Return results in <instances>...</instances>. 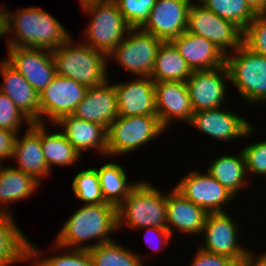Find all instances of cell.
<instances>
[{
    "instance_id": "30",
    "label": "cell",
    "mask_w": 266,
    "mask_h": 266,
    "mask_svg": "<svg viewBox=\"0 0 266 266\" xmlns=\"http://www.w3.org/2000/svg\"><path fill=\"white\" fill-rule=\"evenodd\" d=\"M41 123V146L46 163L51 171L52 166H72L82 158L81 154L66 139L62 132L50 133Z\"/></svg>"
},
{
    "instance_id": "5",
    "label": "cell",
    "mask_w": 266,
    "mask_h": 266,
    "mask_svg": "<svg viewBox=\"0 0 266 266\" xmlns=\"http://www.w3.org/2000/svg\"><path fill=\"white\" fill-rule=\"evenodd\" d=\"M225 64L229 81L237 88L243 101L250 105L266 103V56L252 52L242 43L226 55Z\"/></svg>"
},
{
    "instance_id": "24",
    "label": "cell",
    "mask_w": 266,
    "mask_h": 266,
    "mask_svg": "<svg viewBox=\"0 0 266 266\" xmlns=\"http://www.w3.org/2000/svg\"><path fill=\"white\" fill-rule=\"evenodd\" d=\"M167 229L173 235L172 227L181 233L202 234L208 213L197 206L175 187L166 194Z\"/></svg>"
},
{
    "instance_id": "35",
    "label": "cell",
    "mask_w": 266,
    "mask_h": 266,
    "mask_svg": "<svg viewBox=\"0 0 266 266\" xmlns=\"http://www.w3.org/2000/svg\"><path fill=\"white\" fill-rule=\"evenodd\" d=\"M131 28H141L148 20L156 0H113Z\"/></svg>"
},
{
    "instance_id": "38",
    "label": "cell",
    "mask_w": 266,
    "mask_h": 266,
    "mask_svg": "<svg viewBox=\"0 0 266 266\" xmlns=\"http://www.w3.org/2000/svg\"><path fill=\"white\" fill-rule=\"evenodd\" d=\"M246 172L254 175L266 176V140L253 142L243 149Z\"/></svg>"
},
{
    "instance_id": "10",
    "label": "cell",
    "mask_w": 266,
    "mask_h": 266,
    "mask_svg": "<svg viewBox=\"0 0 266 266\" xmlns=\"http://www.w3.org/2000/svg\"><path fill=\"white\" fill-rule=\"evenodd\" d=\"M196 1L190 6L186 31L213 42L225 55L229 49L234 52L243 43V31Z\"/></svg>"
},
{
    "instance_id": "32",
    "label": "cell",
    "mask_w": 266,
    "mask_h": 266,
    "mask_svg": "<svg viewBox=\"0 0 266 266\" xmlns=\"http://www.w3.org/2000/svg\"><path fill=\"white\" fill-rule=\"evenodd\" d=\"M53 244L52 249L53 247L56 250H59L60 248L61 250L65 249L68 252L66 254L60 253V255L56 254L54 256H48V258H43L42 251L38 250L31 241H28V261L32 259L31 261L34 263V266H93L91 255L88 250L70 248L68 250V248L58 246L54 242ZM40 256H42V259H39Z\"/></svg>"
},
{
    "instance_id": "20",
    "label": "cell",
    "mask_w": 266,
    "mask_h": 266,
    "mask_svg": "<svg viewBox=\"0 0 266 266\" xmlns=\"http://www.w3.org/2000/svg\"><path fill=\"white\" fill-rule=\"evenodd\" d=\"M3 84L0 91L5 93L31 123H41L39 94L20 72L5 59L0 61Z\"/></svg>"
},
{
    "instance_id": "15",
    "label": "cell",
    "mask_w": 266,
    "mask_h": 266,
    "mask_svg": "<svg viewBox=\"0 0 266 266\" xmlns=\"http://www.w3.org/2000/svg\"><path fill=\"white\" fill-rule=\"evenodd\" d=\"M189 124L219 141H234L237 138L249 137L255 131L254 124L233 110L222 107L194 112Z\"/></svg>"
},
{
    "instance_id": "23",
    "label": "cell",
    "mask_w": 266,
    "mask_h": 266,
    "mask_svg": "<svg viewBox=\"0 0 266 266\" xmlns=\"http://www.w3.org/2000/svg\"><path fill=\"white\" fill-rule=\"evenodd\" d=\"M192 71L225 65L226 55L208 39L185 31L171 40Z\"/></svg>"
},
{
    "instance_id": "31",
    "label": "cell",
    "mask_w": 266,
    "mask_h": 266,
    "mask_svg": "<svg viewBox=\"0 0 266 266\" xmlns=\"http://www.w3.org/2000/svg\"><path fill=\"white\" fill-rule=\"evenodd\" d=\"M113 240L90 248L93 266H143L142 256ZM132 251V252H131ZM143 263V264H142Z\"/></svg>"
},
{
    "instance_id": "1",
    "label": "cell",
    "mask_w": 266,
    "mask_h": 266,
    "mask_svg": "<svg viewBox=\"0 0 266 266\" xmlns=\"http://www.w3.org/2000/svg\"><path fill=\"white\" fill-rule=\"evenodd\" d=\"M61 228L55 244L63 248L89 250L111 242L115 239L109 236L110 233L118 230L117 207L112 204H84L65 220ZM89 240L96 241L86 245Z\"/></svg>"
},
{
    "instance_id": "41",
    "label": "cell",
    "mask_w": 266,
    "mask_h": 266,
    "mask_svg": "<svg viewBox=\"0 0 266 266\" xmlns=\"http://www.w3.org/2000/svg\"><path fill=\"white\" fill-rule=\"evenodd\" d=\"M17 135V132L0 128V164L12 158Z\"/></svg>"
},
{
    "instance_id": "2",
    "label": "cell",
    "mask_w": 266,
    "mask_h": 266,
    "mask_svg": "<svg viewBox=\"0 0 266 266\" xmlns=\"http://www.w3.org/2000/svg\"><path fill=\"white\" fill-rule=\"evenodd\" d=\"M13 12L7 10V34L14 33V38L6 40L8 47L54 50L71 37L62 23L46 10L31 6Z\"/></svg>"
},
{
    "instance_id": "25",
    "label": "cell",
    "mask_w": 266,
    "mask_h": 266,
    "mask_svg": "<svg viewBox=\"0 0 266 266\" xmlns=\"http://www.w3.org/2000/svg\"><path fill=\"white\" fill-rule=\"evenodd\" d=\"M41 184L33 176L20 169L9 166L2 167L0 164V212L11 214L9 206L6 205L29 199Z\"/></svg>"
},
{
    "instance_id": "37",
    "label": "cell",
    "mask_w": 266,
    "mask_h": 266,
    "mask_svg": "<svg viewBox=\"0 0 266 266\" xmlns=\"http://www.w3.org/2000/svg\"><path fill=\"white\" fill-rule=\"evenodd\" d=\"M25 123L27 126L32 124L13 101L5 93L0 91V128L19 134L20 128Z\"/></svg>"
},
{
    "instance_id": "46",
    "label": "cell",
    "mask_w": 266,
    "mask_h": 266,
    "mask_svg": "<svg viewBox=\"0 0 266 266\" xmlns=\"http://www.w3.org/2000/svg\"><path fill=\"white\" fill-rule=\"evenodd\" d=\"M262 14H266V0H262Z\"/></svg>"
},
{
    "instance_id": "43",
    "label": "cell",
    "mask_w": 266,
    "mask_h": 266,
    "mask_svg": "<svg viewBox=\"0 0 266 266\" xmlns=\"http://www.w3.org/2000/svg\"><path fill=\"white\" fill-rule=\"evenodd\" d=\"M246 3L255 14H262V0H246Z\"/></svg>"
},
{
    "instance_id": "21",
    "label": "cell",
    "mask_w": 266,
    "mask_h": 266,
    "mask_svg": "<svg viewBox=\"0 0 266 266\" xmlns=\"http://www.w3.org/2000/svg\"><path fill=\"white\" fill-rule=\"evenodd\" d=\"M53 125L61 127L62 134L81 155L96 148L100 155L107 156V129L104 126L73 114L62 116Z\"/></svg>"
},
{
    "instance_id": "36",
    "label": "cell",
    "mask_w": 266,
    "mask_h": 266,
    "mask_svg": "<svg viewBox=\"0 0 266 266\" xmlns=\"http://www.w3.org/2000/svg\"><path fill=\"white\" fill-rule=\"evenodd\" d=\"M243 44L252 52L266 56V14H256L243 31Z\"/></svg>"
},
{
    "instance_id": "17",
    "label": "cell",
    "mask_w": 266,
    "mask_h": 266,
    "mask_svg": "<svg viewBox=\"0 0 266 266\" xmlns=\"http://www.w3.org/2000/svg\"><path fill=\"white\" fill-rule=\"evenodd\" d=\"M156 112L162 127L167 130L174 121L189 124L194 111L186 82L158 81L154 84Z\"/></svg>"
},
{
    "instance_id": "3",
    "label": "cell",
    "mask_w": 266,
    "mask_h": 266,
    "mask_svg": "<svg viewBox=\"0 0 266 266\" xmlns=\"http://www.w3.org/2000/svg\"><path fill=\"white\" fill-rule=\"evenodd\" d=\"M78 43L75 44L71 36L63 45L52 50L56 74L87 88L109 80L106 68L108 56L80 41Z\"/></svg>"
},
{
    "instance_id": "26",
    "label": "cell",
    "mask_w": 266,
    "mask_h": 266,
    "mask_svg": "<svg viewBox=\"0 0 266 266\" xmlns=\"http://www.w3.org/2000/svg\"><path fill=\"white\" fill-rule=\"evenodd\" d=\"M12 214L0 212V266L28 261V239Z\"/></svg>"
},
{
    "instance_id": "16",
    "label": "cell",
    "mask_w": 266,
    "mask_h": 266,
    "mask_svg": "<svg viewBox=\"0 0 266 266\" xmlns=\"http://www.w3.org/2000/svg\"><path fill=\"white\" fill-rule=\"evenodd\" d=\"M193 0H156L148 20L141 27L162 41H171L187 30Z\"/></svg>"
},
{
    "instance_id": "42",
    "label": "cell",
    "mask_w": 266,
    "mask_h": 266,
    "mask_svg": "<svg viewBox=\"0 0 266 266\" xmlns=\"http://www.w3.org/2000/svg\"><path fill=\"white\" fill-rule=\"evenodd\" d=\"M5 35H7V10L2 7L0 9V37H4Z\"/></svg>"
},
{
    "instance_id": "45",
    "label": "cell",
    "mask_w": 266,
    "mask_h": 266,
    "mask_svg": "<svg viewBox=\"0 0 266 266\" xmlns=\"http://www.w3.org/2000/svg\"><path fill=\"white\" fill-rule=\"evenodd\" d=\"M98 1H106V0H79L81 6L90 2H98Z\"/></svg>"
},
{
    "instance_id": "44",
    "label": "cell",
    "mask_w": 266,
    "mask_h": 266,
    "mask_svg": "<svg viewBox=\"0 0 266 266\" xmlns=\"http://www.w3.org/2000/svg\"><path fill=\"white\" fill-rule=\"evenodd\" d=\"M250 266H266V252L253 256Z\"/></svg>"
},
{
    "instance_id": "6",
    "label": "cell",
    "mask_w": 266,
    "mask_h": 266,
    "mask_svg": "<svg viewBox=\"0 0 266 266\" xmlns=\"http://www.w3.org/2000/svg\"><path fill=\"white\" fill-rule=\"evenodd\" d=\"M82 10L90 14L91 21L84 30L87 40L81 42L109 56L131 27L113 0L90 2Z\"/></svg>"
},
{
    "instance_id": "11",
    "label": "cell",
    "mask_w": 266,
    "mask_h": 266,
    "mask_svg": "<svg viewBox=\"0 0 266 266\" xmlns=\"http://www.w3.org/2000/svg\"><path fill=\"white\" fill-rule=\"evenodd\" d=\"M87 87L81 83L56 75L48 86L39 94L41 123H55L59 118L74 113L77 105L83 100Z\"/></svg>"
},
{
    "instance_id": "14",
    "label": "cell",
    "mask_w": 266,
    "mask_h": 266,
    "mask_svg": "<svg viewBox=\"0 0 266 266\" xmlns=\"http://www.w3.org/2000/svg\"><path fill=\"white\" fill-rule=\"evenodd\" d=\"M228 80L226 64L209 70H194L186 81L193 111L222 107L228 94Z\"/></svg>"
},
{
    "instance_id": "27",
    "label": "cell",
    "mask_w": 266,
    "mask_h": 266,
    "mask_svg": "<svg viewBox=\"0 0 266 266\" xmlns=\"http://www.w3.org/2000/svg\"><path fill=\"white\" fill-rule=\"evenodd\" d=\"M237 154L218 155L210 162L207 172L214 177L222 186L231 192L236 198L240 190L248 186L245 158L243 152Z\"/></svg>"
},
{
    "instance_id": "39",
    "label": "cell",
    "mask_w": 266,
    "mask_h": 266,
    "mask_svg": "<svg viewBox=\"0 0 266 266\" xmlns=\"http://www.w3.org/2000/svg\"><path fill=\"white\" fill-rule=\"evenodd\" d=\"M190 266H240L234 259L207 252L198 247Z\"/></svg>"
},
{
    "instance_id": "29",
    "label": "cell",
    "mask_w": 266,
    "mask_h": 266,
    "mask_svg": "<svg viewBox=\"0 0 266 266\" xmlns=\"http://www.w3.org/2000/svg\"><path fill=\"white\" fill-rule=\"evenodd\" d=\"M96 171L105 201L116 207L124 201L132 188L137 184V181L129 183L124 168L114 161L110 163L105 162Z\"/></svg>"
},
{
    "instance_id": "7",
    "label": "cell",
    "mask_w": 266,
    "mask_h": 266,
    "mask_svg": "<svg viewBox=\"0 0 266 266\" xmlns=\"http://www.w3.org/2000/svg\"><path fill=\"white\" fill-rule=\"evenodd\" d=\"M165 129L158 116H118L107 129V155L128 154L150 144Z\"/></svg>"
},
{
    "instance_id": "13",
    "label": "cell",
    "mask_w": 266,
    "mask_h": 266,
    "mask_svg": "<svg viewBox=\"0 0 266 266\" xmlns=\"http://www.w3.org/2000/svg\"><path fill=\"white\" fill-rule=\"evenodd\" d=\"M175 188L207 213L226 212L224 206L236 198L207 171L204 174L191 170Z\"/></svg>"
},
{
    "instance_id": "18",
    "label": "cell",
    "mask_w": 266,
    "mask_h": 266,
    "mask_svg": "<svg viewBox=\"0 0 266 266\" xmlns=\"http://www.w3.org/2000/svg\"><path fill=\"white\" fill-rule=\"evenodd\" d=\"M154 84L150 77L142 76L114 84L118 116H157Z\"/></svg>"
},
{
    "instance_id": "8",
    "label": "cell",
    "mask_w": 266,
    "mask_h": 266,
    "mask_svg": "<svg viewBox=\"0 0 266 266\" xmlns=\"http://www.w3.org/2000/svg\"><path fill=\"white\" fill-rule=\"evenodd\" d=\"M239 228L228 212L208 213L201 234L205 242L199 248L230 257L240 266H249L254 255L238 243Z\"/></svg>"
},
{
    "instance_id": "34",
    "label": "cell",
    "mask_w": 266,
    "mask_h": 266,
    "mask_svg": "<svg viewBox=\"0 0 266 266\" xmlns=\"http://www.w3.org/2000/svg\"><path fill=\"white\" fill-rule=\"evenodd\" d=\"M71 188L73 194L85 204H110L102 195L100 180L96 168H89L77 173Z\"/></svg>"
},
{
    "instance_id": "28",
    "label": "cell",
    "mask_w": 266,
    "mask_h": 266,
    "mask_svg": "<svg viewBox=\"0 0 266 266\" xmlns=\"http://www.w3.org/2000/svg\"><path fill=\"white\" fill-rule=\"evenodd\" d=\"M192 72L174 44L171 41H163L158 49L150 78L154 82H186Z\"/></svg>"
},
{
    "instance_id": "9",
    "label": "cell",
    "mask_w": 266,
    "mask_h": 266,
    "mask_svg": "<svg viewBox=\"0 0 266 266\" xmlns=\"http://www.w3.org/2000/svg\"><path fill=\"white\" fill-rule=\"evenodd\" d=\"M162 42L141 28H131L108 59L117 61L123 69L136 74L135 76L150 77Z\"/></svg>"
},
{
    "instance_id": "4",
    "label": "cell",
    "mask_w": 266,
    "mask_h": 266,
    "mask_svg": "<svg viewBox=\"0 0 266 266\" xmlns=\"http://www.w3.org/2000/svg\"><path fill=\"white\" fill-rule=\"evenodd\" d=\"M141 180L117 207V228H167L166 195ZM123 224V225H122Z\"/></svg>"
},
{
    "instance_id": "33",
    "label": "cell",
    "mask_w": 266,
    "mask_h": 266,
    "mask_svg": "<svg viewBox=\"0 0 266 266\" xmlns=\"http://www.w3.org/2000/svg\"><path fill=\"white\" fill-rule=\"evenodd\" d=\"M221 18L234 23L244 31L254 19L255 13L246 0H197Z\"/></svg>"
},
{
    "instance_id": "22",
    "label": "cell",
    "mask_w": 266,
    "mask_h": 266,
    "mask_svg": "<svg viewBox=\"0 0 266 266\" xmlns=\"http://www.w3.org/2000/svg\"><path fill=\"white\" fill-rule=\"evenodd\" d=\"M12 159L18 164L15 168L33 176L40 183L41 179L52 174L41 146V123L28 126L23 138L17 135Z\"/></svg>"
},
{
    "instance_id": "19",
    "label": "cell",
    "mask_w": 266,
    "mask_h": 266,
    "mask_svg": "<svg viewBox=\"0 0 266 266\" xmlns=\"http://www.w3.org/2000/svg\"><path fill=\"white\" fill-rule=\"evenodd\" d=\"M73 115L85 121L96 122L108 129L118 117L114 84H110L107 80L101 85L88 88Z\"/></svg>"
},
{
    "instance_id": "40",
    "label": "cell",
    "mask_w": 266,
    "mask_h": 266,
    "mask_svg": "<svg viewBox=\"0 0 266 266\" xmlns=\"http://www.w3.org/2000/svg\"><path fill=\"white\" fill-rule=\"evenodd\" d=\"M141 229L146 231L145 233L146 244L148 245L149 248L153 249L156 252L161 251V249H164V246L166 248L167 243L171 241L170 239L172 235L167 228L145 227Z\"/></svg>"
},
{
    "instance_id": "12",
    "label": "cell",
    "mask_w": 266,
    "mask_h": 266,
    "mask_svg": "<svg viewBox=\"0 0 266 266\" xmlns=\"http://www.w3.org/2000/svg\"><path fill=\"white\" fill-rule=\"evenodd\" d=\"M5 60L13 66L40 94L56 74L52 50L43 48L8 47Z\"/></svg>"
}]
</instances>
